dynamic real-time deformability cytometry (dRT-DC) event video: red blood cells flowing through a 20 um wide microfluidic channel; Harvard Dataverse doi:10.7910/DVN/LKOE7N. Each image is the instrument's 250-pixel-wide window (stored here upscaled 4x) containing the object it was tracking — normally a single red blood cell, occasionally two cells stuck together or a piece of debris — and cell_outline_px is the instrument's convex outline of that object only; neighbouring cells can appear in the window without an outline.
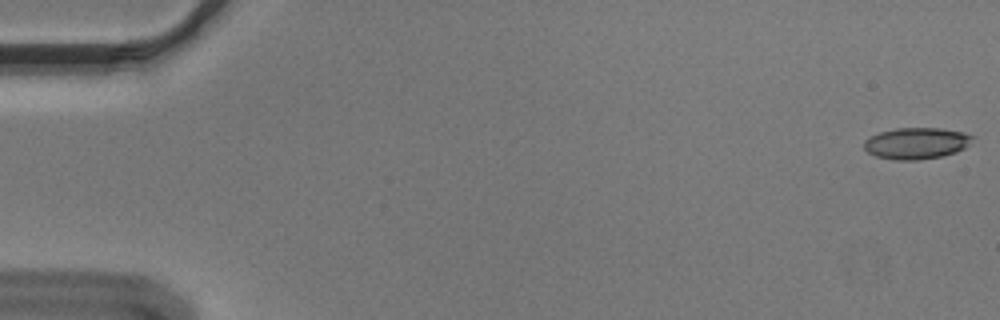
{"species": "Egyptian fruit bat (a non-hibernating species)", "species_latin": "Rousettus aegyptiacus", "temperature_condition": "cold", "stored_images_in_passage": 55, "camera_frame_rate_fps": 3000, "um_per_image_px": 0.085, "animal": {"sex": "male"}, "frame": {"image": 1, "passage_image": 1, "time_ms": 0.0, "image_size_px": [1000, 320], "cell_outline_px": [[976, 136], [964, 148], [956, 152], [940, 156], [916, 160], [896, 160], [876, 156], [868, 152], [864, 148], [864, 140], [880, 132], [896, 128], [940, 128], [964, 132]], "centroid_in_image_um": [77.91, 12.17], "position_along_channel_um": 7.1, "area_um2": 19.77}}
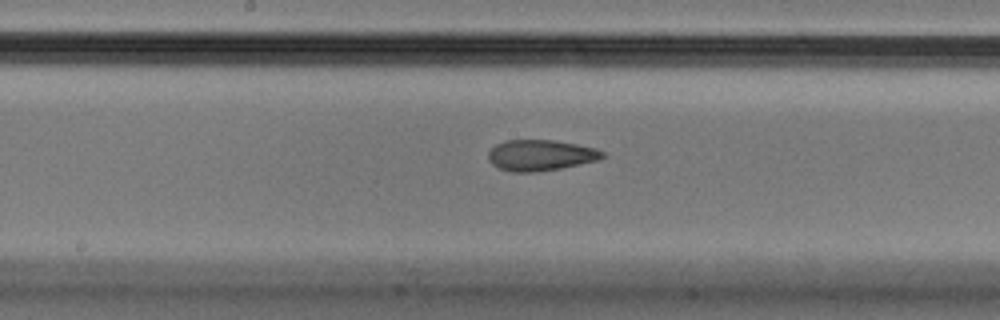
{"frame": {"image": 2, "passage_image": 29, "time_ms": 9.333, "image_size_px": [1000, 320], "cell_outline_px": [[608, 156], [600, 160], [560, 168], [532, 172], [512, 172], [500, 168], [492, 164], [488, 160], [488, 152], [496, 144], [504, 140], [552, 140], [576, 144], [596, 148], [604, 152]], "centroid_in_image_um": [45.97, 13.19], "position_along_channel_um": 202.2, "area_um2": 20.63}}
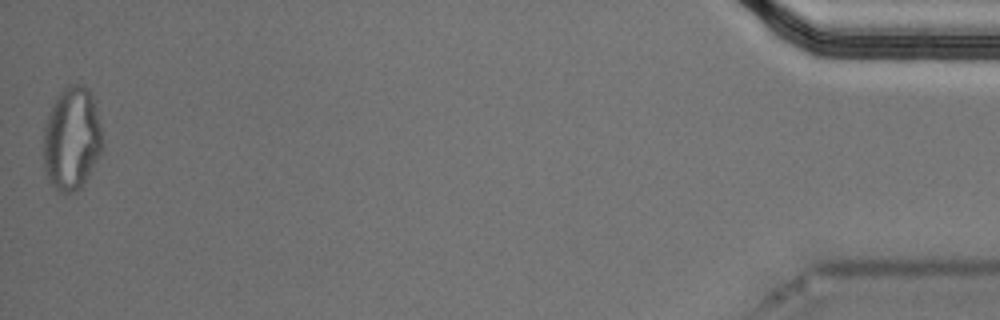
{"frame": {"image": 3, "passage_image": 55, "time_ms": 18.0, "image_size_px": [1000, 320], "cell_outline_px": [[104, 148], [80, 188], [76, 192], [64, 196], [48, 180], [44, 168], [44, 128], [48, 116], [60, 92], [68, 84], [84, 84], [88, 88], [92, 96], [104, 144]], "centroid_in_image_um": [6.1, 11.83], "position_along_channel_um": 429.1, "area_um2": 35.32}, "authors_computed_cell_mechanics": {"area_um2": 20.9814, "velocity_mm_per_s": 3.6507, "shape_relaxation_time_tau1_ms": null, "shape_relaxation_time_tau2_ms": 2.7787, "deformation_change_tau1": null, "deformation_change_tau2": 0.0993}}